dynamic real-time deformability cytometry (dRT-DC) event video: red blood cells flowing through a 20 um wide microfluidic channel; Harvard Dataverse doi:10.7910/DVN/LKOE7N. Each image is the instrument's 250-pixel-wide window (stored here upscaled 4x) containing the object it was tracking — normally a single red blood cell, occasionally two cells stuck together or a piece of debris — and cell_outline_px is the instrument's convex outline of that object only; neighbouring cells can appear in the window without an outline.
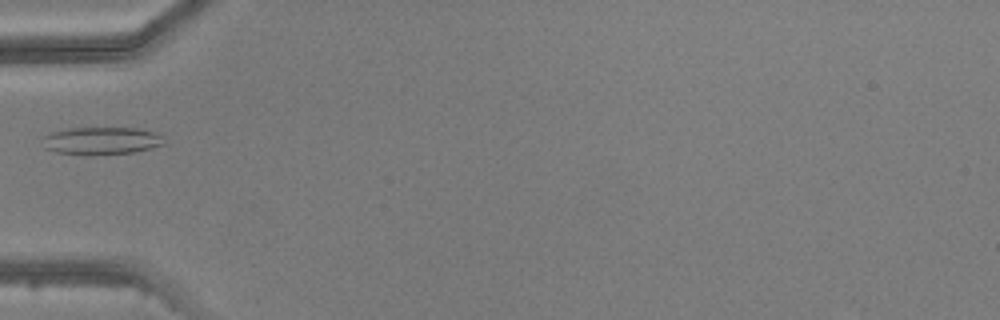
{"species": "common noctule bat (a hibernating species)", "species_latin": "Nyctalus noctula", "temperature_condition": "warm", "stored_images_in_passage": 2, "camera_frame_rate_fps": 3000, "um_per_image_px": 0.085, "animal": {"sex": "male", "body_mass_g": 20.5, "forearm_length_mm": 52.5}, "frame": {"image": 1, "passage_image": 2, "time_ms": 1.0, "image_size_px": [1000, 320], "cell_outline_px": [[164, 144], [136, 152], [92, 156], [56, 152], [44, 148], [44, 136], [52, 132], [68, 128], [136, 128], [156, 132], [160, 136]], "centroid_in_image_um": [8.6, 11.98], "position_along_channel_um": 76.4, "area_um2": 19.59}}